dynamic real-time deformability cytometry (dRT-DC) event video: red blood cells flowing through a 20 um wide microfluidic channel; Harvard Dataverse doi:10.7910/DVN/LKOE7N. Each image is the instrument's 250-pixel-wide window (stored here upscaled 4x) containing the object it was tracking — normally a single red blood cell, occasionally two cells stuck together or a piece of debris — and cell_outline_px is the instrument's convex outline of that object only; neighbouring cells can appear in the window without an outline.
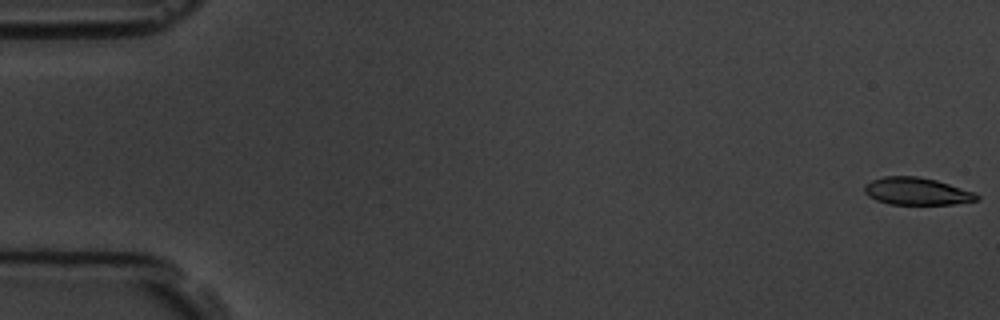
{"species": "common noctule bat (a hibernating species)", "species_latin": "Nyctalus noctula", "temperature_condition": "room temperature", "stored_images_in_passage": 57, "camera_frame_rate_fps": 3000, "um_per_image_px": 0.085, "animal": {"sex": "male", "body_mass_g": 19.5, "forearm_length_mm": 54.6}, "frame": {"image": 1, "passage_image": 1, "time_ms": 0.0, "image_size_px": [1000, 320], "cell_outline_px": [[980, 200], [952, 204], [888, 204], [876, 200], [868, 196], [864, 192], [864, 184], [872, 180], [884, 176], [916, 176], [936, 180], [976, 192], [980, 196]], "centroid_in_image_um": [77.93, 16.26], "position_along_channel_um": 7.1, "area_um2": 18.03}}
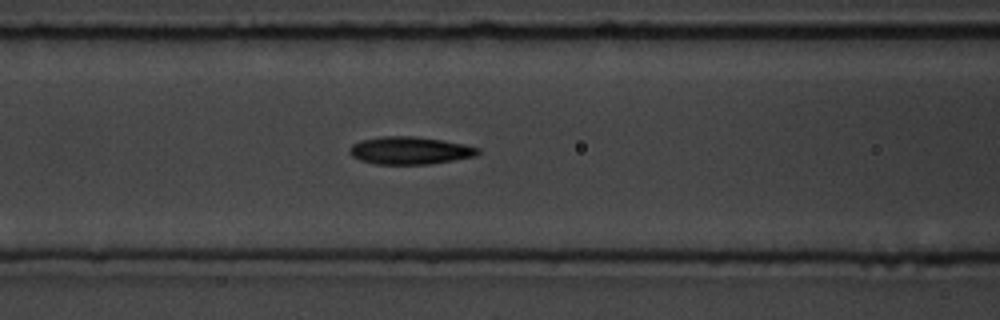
{"frame": {"image": 2, "passage_image": 24, "time_ms": 7.667, "image_size_px": [1000, 320], "cell_outline_px": [[480, 152], [476, 156], [428, 164], [376, 164], [360, 160], [352, 156], [348, 152], [348, 148], [352, 144], [360, 140], [384, 136], [412, 136], [444, 140], [464, 144], [480, 148]], "centroid_in_image_um": [34.82, 12.79], "position_along_channel_um": 131.8, "area_um2": 20.69}}
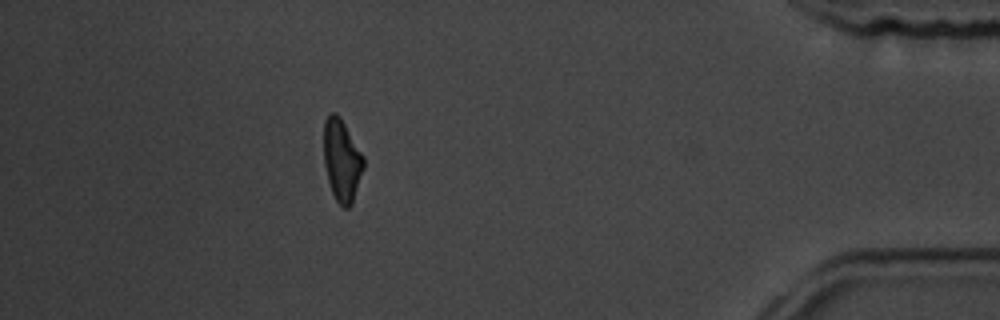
{"frame": {"image": 3, "passage_image": 51, "time_ms": 16.667, "image_size_px": [1000, 320], "cell_outline_px": [[364, 168], [352, 204], [348, 208], [344, 208], [336, 200], [332, 192], [328, 180], [324, 164], [324, 120], [332, 112], [336, 112], [340, 116], [364, 156]], "centroid_in_image_um": [29.06, 13.62], "position_along_channel_um": 406.1, "area_um2": 19.07}, "authors_computed_cell_mechanics": {"area_um2": 19.363, "velocity_mm_per_s": 3.6026, "shape_relaxation_time_tau1_ms": 3.5932, "shape_relaxation_time_tau2_ms": 4.7532, "deformation_change_tau1": 0.1422, "deformation_change_tau2": 0.1308}}